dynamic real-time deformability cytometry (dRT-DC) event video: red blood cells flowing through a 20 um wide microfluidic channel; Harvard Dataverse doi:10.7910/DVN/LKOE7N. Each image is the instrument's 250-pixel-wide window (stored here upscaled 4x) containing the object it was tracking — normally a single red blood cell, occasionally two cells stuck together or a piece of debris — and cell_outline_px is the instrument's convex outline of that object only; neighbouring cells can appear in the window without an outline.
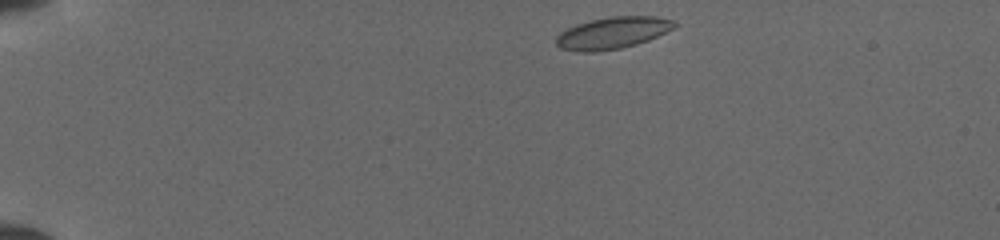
{"species": "common noctule bat (a hibernating species)", "species_latin": "Nyctalus noctula", "temperature_condition": "cold", "stored_images_in_passage": 42, "segment_of_instrument_passage": [1, 2], "camera_frame_rate_fps": 3000, "um_per_image_px": 0.085, "animal": {"sex": "female", "body_mass_g": 19.5, "forearm_length_mm": 54.1}, "frame": {"image": 1, "passage_image": 1, "time_ms": 0.0, "image_size_px": [1000, 240], "cell_outline_px": [[680, 24], [648, 40], [636, 44], [620, 48], [596, 52], [576, 52], [560, 48], [556, 44], [556, 36], [560, 32], [576, 24], [592, 20], [612, 16], [656, 16], [676, 20]], "centroid_in_image_um": [52.06, 2.79], "position_along_channel_um": 32.9, "area_um2": 21.96}}
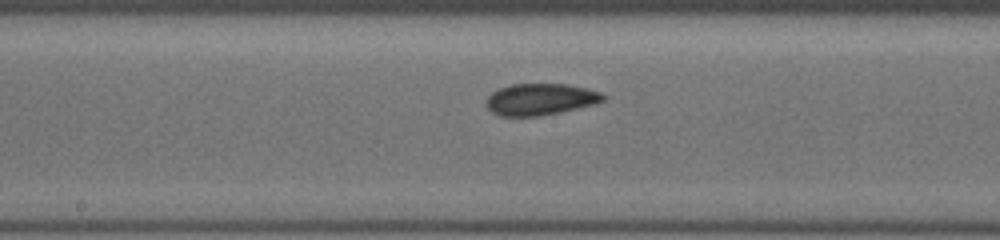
{"frame": {"image": 2, "passage_image": 19, "time_ms": 6.0, "image_size_px": [1000, 240], "cell_outline_px": [[608, 96], [604, 100], [596, 104], [560, 112], [540, 116], [500, 116], [492, 112], [484, 104], [488, 96], [492, 92], [500, 88], [512, 84], [568, 84], [588, 88], [604, 92]], "centroid_in_image_um": [45.98, 8.44], "position_along_channel_um": 202.2, "area_um2": 21.85}}
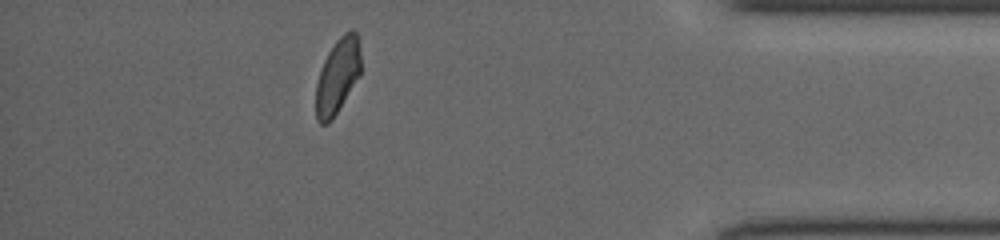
{"frame": {"image": 3, "passage_image": 36, "time_ms": 11.667, "image_size_px": [1000, 240], "cell_outline_px": [[360, 76], [332, 120], [328, 124], [320, 124], [316, 120], [316, 84], [324, 60], [328, 52], [336, 40], [344, 32], [352, 28], [356, 32], [360, 52]], "centroid_in_image_um": [28.69, 6.48], "position_along_channel_um": 406.5, "area_um2": 19.71}}